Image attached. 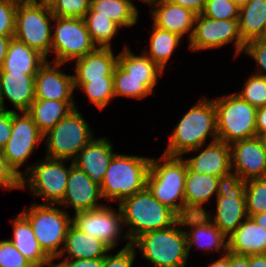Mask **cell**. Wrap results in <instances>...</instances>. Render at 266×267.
Here are the masks:
<instances>
[{
    "label": "cell",
    "instance_id": "cell-1",
    "mask_svg": "<svg viewBox=\"0 0 266 267\" xmlns=\"http://www.w3.org/2000/svg\"><path fill=\"white\" fill-rule=\"evenodd\" d=\"M118 205L123 225H130L124 234L130 243L143 233L169 228L180 218L172 209L160 203L147 187L123 199Z\"/></svg>",
    "mask_w": 266,
    "mask_h": 267
},
{
    "label": "cell",
    "instance_id": "cell-2",
    "mask_svg": "<svg viewBox=\"0 0 266 267\" xmlns=\"http://www.w3.org/2000/svg\"><path fill=\"white\" fill-rule=\"evenodd\" d=\"M169 136V144L164 152L169 156H182L201 148L207 136L218 140L214 100H199L181 118Z\"/></svg>",
    "mask_w": 266,
    "mask_h": 267
},
{
    "label": "cell",
    "instance_id": "cell-3",
    "mask_svg": "<svg viewBox=\"0 0 266 267\" xmlns=\"http://www.w3.org/2000/svg\"><path fill=\"white\" fill-rule=\"evenodd\" d=\"M183 159L165 154L157 160L152 158L146 180L151 194L179 217L185 215L184 189L188 166Z\"/></svg>",
    "mask_w": 266,
    "mask_h": 267
},
{
    "label": "cell",
    "instance_id": "cell-4",
    "mask_svg": "<svg viewBox=\"0 0 266 267\" xmlns=\"http://www.w3.org/2000/svg\"><path fill=\"white\" fill-rule=\"evenodd\" d=\"M179 219L166 229L143 233L131 245L142 251L144 259L153 267H186L188 258L187 236ZM181 229H184L181 230Z\"/></svg>",
    "mask_w": 266,
    "mask_h": 267
},
{
    "label": "cell",
    "instance_id": "cell-5",
    "mask_svg": "<svg viewBox=\"0 0 266 267\" xmlns=\"http://www.w3.org/2000/svg\"><path fill=\"white\" fill-rule=\"evenodd\" d=\"M151 158L117 154L111 159L100 186L102 198L117 201L146 187Z\"/></svg>",
    "mask_w": 266,
    "mask_h": 267
},
{
    "label": "cell",
    "instance_id": "cell-6",
    "mask_svg": "<svg viewBox=\"0 0 266 267\" xmlns=\"http://www.w3.org/2000/svg\"><path fill=\"white\" fill-rule=\"evenodd\" d=\"M217 136L227 144L257 136V108L233 93L214 99Z\"/></svg>",
    "mask_w": 266,
    "mask_h": 267
},
{
    "label": "cell",
    "instance_id": "cell-7",
    "mask_svg": "<svg viewBox=\"0 0 266 267\" xmlns=\"http://www.w3.org/2000/svg\"><path fill=\"white\" fill-rule=\"evenodd\" d=\"M47 144V156L53 159L73 161L80 150L94 137L89 124L77 107L43 134Z\"/></svg>",
    "mask_w": 266,
    "mask_h": 267
},
{
    "label": "cell",
    "instance_id": "cell-8",
    "mask_svg": "<svg viewBox=\"0 0 266 267\" xmlns=\"http://www.w3.org/2000/svg\"><path fill=\"white\" fill-rule=\"evenodd\" d=\"M22 213L28 218L40 247L50 258L56 259L61 253L58 249L65 242L72 218L64 210L53 207V204H32Z\"/></svg>",
    "mask_w": 266,
    "mask_h": 267
},
{
    "label": "cell",
    "instance_id": "cell-9",
    "mask_svg": "<svg viewBox=\"0 0 266 267\" xmlns=\"http://www.w3.org/2000/svg\"><path fill=\"white\" fill-rule=\"evenodd\" d=\"M54 20L49 4L18 3L14 37L47 59L51 52Z\"/></svg>",
    "mask_w": 266,
    "mask_h": 267
},
{
    "label": "cell",
    "instance_id": "cell-10",
    "mask_svg": "<svg viewBox=\"0 0 266 267\" xmlns=\"http://www.w3.org/2000/svg\"><path fill=\"white\" fill-rule=\"evenodd\" d=\"M64 161L46 157L42 162L28 167L26 170L29 173L26 171L22 176V188L29 186L35 197H44V204H59L65 196L70 170V167H65Z\"/></svg>",
    "mask_w": 266,
    "mask_h": 267
},
{
    "label": "cell",
    "instance_id": "cell-11",
    "mask_svg": "<svg viewBox=\"0 0 266 267\" xmlns=\"http://www.w3.org/2000/svg\"><path fill=\"white\" fill-rule=\"evenodd\" d=\"M51 50L54 62L66 63L77 60L94 51L97 46L92 41L83 18L55 17Z\"/></svg>",
    "mask_w": 266,
    "mask_h": 267
},
{
    "label": "cell",
    "instance_id": "cell-12",
    "mask_svg": "<svg viewBox=\"0 0 266 267\" xmlns=\"http://www.w3.org/2000/svg\"><path fill=\"white\" fill-rule=\"evenodd\" d=\"M194 24L189 40V49L192 51L218 48L233 41L235 54L243 52L245 43L239 33L238 19H212L201 13L196 15Z\"/></svg>",
    "mask_w": 266,
    "mask_h": 267
},
{
    "label": "cell",
    "instance_id": "cell-13",
    "mask_svg": "<svg viewBox=\"0 0 266 267\" xmlns=\"http://www.w3.org/2000/svg\"><path fill=\"white\" fill-rule=\"evenodd\" d=\"M21 113L23 115L20 116L18 112L12 110L11 136L2 148V153L8 164L22 177L19 167L26 162L44 136L31 115L27 111Z\"/></svg>",
    "mask_w": 266,
    "mask_h": 267
},
{
    "label": "cell",
    "instance_id": "cell-14",
    "mask_svg": "<svg viewBox=\"0 0 266 267\" xmlns=\"http://www.w3.org/2000/svg\"><path fill=\"white\" fill-rule=\"evenodd\" d=\"M72 224L83 233L102 240L111 249L118 245V237L123 225L122 213H118L108 206L94 210L80 211L72 217Z\"/></svg>",
    "mask_w": 266,
    "mask_h": 267
},
{
    "label": "cell",
    "instance_id": "cell-15",
    "mask_svg": "<svg viewBox=\"0 0 266 267\" xmlns=\"http://www.w3.org/2000/svg\"><path fill=\"white\" fill-rule=\"evenodd\" d=\"M230 148L235 183L266 177V156L258 136L235 141Z\"/></svg>",
    "mask_w": 266,
    "mask_h": 267
},
{
    "label": "cell",
    "instance_id": "cell-16",
    "mask_svg": "<svg viewBox=\"0 0 266 267\" xmlns=\"http://www.w3.org/2000/svg\"><path fill=\"white\" fill-rule=\"evenodd\" d=\"M215 216L205 212L206 217L214 223L227 237L246 219V197L241 183L227 184L217 194Z\"/></svg>",
    "mask_w": 266,
    "mask_h": 267
},
{
    "label": "cell",
    "instance_id": "cell-17",
    "mask_svg": "<svg viewBox=\"0 0 266 267\" xmlns=\"http://www.w3.org/2000/svg\"><path fill=\"white\" fill-rule=\"evenodd\" d=\"M101 198L100 186L93 183L90 177L72 161L65 196L59 205L72 206L77 213L103 207L104 205L97 203Z\"/></svg>",
    "mask_w": 266,
    "mask_h": 267
},
{
    "label": "cell",
    "instance_id": "cell-18",
    "mask_svg": "<svg viewBox=\"0 0 266 267\" xmlns=\"http://www.w3.org/2000/svg\"><path fill=\"white\" fill-rule=\"evenodd\" d=\"M61 65L64 63L46 60L40 66L35 75V99L74 101L73 75L58 71Z\"/></svg>",
    "mask_w": 266,
    "mask_h": 267
},
{
    "label": "cell",
    "instance_id": "cell-19",
    "mask_svg": "<svg viewBox=\"0 0 266 267\" xmlns=\"http://www.w3.org/2000/svg\"><path fill=\"white\" fill-rule=\"evenodd\" d=\"M185 161L190 171L220 177L227 184L234 182L231 171L230 144L221 140H212L197 156Z\"/></svg>",
    "mask_w": 266,
    "mask_h": 267
},
{
    "label": "cell",
    "instance_id": "cell-20",
    "mask_svg": "<svg viewBox=\"0 0 266 267\" xmlns=\"http://www.w3.org/2000/svg\"><path fill=\"white\" fill-rule=\"evenodd\" d=\"M184 228L191 227L192 229L185 230L187 236V252L196 245V248L201 249H216L220 251L228 248L227 236L212 223L205 214H186L179 218ZM192 230V231H191Z\"/></svg>",
    "mask_w": 266,
    "mask_h": 267
},
{
    "label": "cell",
    "instance_id": "cell-21",
    "mask_svg": "<svg viewBox=\"0 0 266 267\" xmlns=\"http://www.w3.org/2000/svg\"><path fill=\"white\" fill-rule=\"evenodd\" d=\"M227 185L220 177L198 173L187 169L185 180L184 198L186 214H204L202 207L208 200Z\"/></svg>",
    "mask_w": 266,
    "mask_h": 267
},
{
    "label": "cell",
    "instance_id": "cell-22",
    "mask_svg": "<svg viewBox=\"0 0 266 267\" xmlns=\"http://www.w3.org/2000/svg\"><path fill=\"white\" fill-rule=\"evenodd\" d=\"M114 155L112 144L107 138H93L80 150L73 160V164L82 169L93 183L101 186L105 172Z\"/></svg>",
    "mask_w": 266,
    "mask_h": 267
},
{
    "label": "cell",
    "instance_id": "cell-23",
    "mask_svg": "<svg viewBox=\"0 0 266 267\" xmlns=\"http://www.w3.org/2000/svg\"><path fill=\"white\" fill-rule=\"evenodd\" d=\"M118 64V55L114 56L111 48L97 47L94 51L76 60L74 88L81 87L90 80L113 77Z\"/></svg>",
    "mask_w": 266,
    "mask_h": 267
},
{
    "label": "cell",
    "instance_id": "cell-24",
    "mask_svg": "<svg viewBox=\"0 0 266 267\" xmlns=\"http://www.w3.org/2000/svg\"><path fill=\"white\" fill-rule=\"evenodd\" d=\"M147 4L148 6L156 5V8L151 11L155 26L176 33L181 37L192 30L188 34L190 40L193 34L192 28L195 25V13L169 0H147Z\"/></svg>",
    "mask_w": 266,
    "mask_h": 267
},
{
    "label": "cell",
    "instance_id": "cell-25",
    "mask_svg": "<svg viewBox=\"0 0 266 267\" xmlns=\"http://www.w3.org/2000/svg\"><path fill=\"white\" fill-rule=\"evenodd\" d=\"M7 98L19 112L28 111L35 100V75L4 73L0 69V108Z\"/></svg>",
    "mask_w": 266,
    "mask_h": 267
},
{
    "label": "cell",
    "instance_id": "cell-26",
    "mask_svg": "<svg viewBox=\"0 0 266 267\" xmlns=\"http://www.w3.org/2000/svg\"><path fill=\"white\" fill-rule=\"evenodd\" d=\"M227 251L237 255L266 253V229L256 224L250 217L228 236Z\"/></svg>",
    "mask_w": 266,
    "mask_h": 267
},
{
    "label": "cell",
    "instance_id": "cell-27",
    "mask_svg": "<svg viewBox=\"0 0 266 267\" xmlns=\"http://www.w3.org/2000/svg\"><path fill=\"white\" fill-rule=\"evenodd\" d=\"M61 253L56 258H61L68 254L65 259H94L104 258L108 251L112 250L102 240L83 233L73 224L67 230L64 242V248L61 247Z\"/></svg>",
    "mask_w": 266,
    "mask_h": 267
},
{
    "label": "cell",
    "instance_id": "cell-28",
    "mask_svg": "<svg viewBox=\"0 0 266 267\" xmlns=\"http://www.w3.org/2000/svg\"><path fill=\"white\" fill-rule=\"evenodd\" d=\"M46 60L38 51L13 37L0 69L4 73L36 75Z\"/></svg>",
    "mask_w": 266,
    "mask_h": 267
},
{
    "label": "cell",
    "instance_id": "cell-29",
    "mask_svg": "<svg viewBox=\"0 0 266 267\" xmlns=\"http://www.w3.org/2000/svg\"><path fill=\"white\" fill-rule=\"evenodd\" d=\"M239 33L246 44L266 38V0H248L239 8Z\"/></svg>",
    "mask_w": 266,
    "mask_h": 267
},
{
    "label": "cell",
    "instance_id": "cell-30",
    "mask_svg": "<svg viewBox=\"0 0 266 267\" xmlns=\"http://www.w3.org/2000/svg\"><path fill=\"white\" fill-rule=\"evenodd\" d=\"M13 238L9 239L21 254L33 265L44 263L50 257L37 241L28 218L21 212L12 222Z\"/></svg>",
    "mask_w": 266,
    "mask_h": 267
},
{
    "label": "cell",
    "instance_id": "cell-31",
    "mask_svg": "<svg viewBox=\"0 0 266 267\" xmlns=\"http://www.w3.org/2000/svg\"><path fill=\"white\" fill-rule=\"evenodd\" d=\"M75 108L74 101L35 99L27 112L38 129L45 134Z\"/></svg>",
    "mask_w": 266,
    "mask_h": 267
},
{
    "label": "cell",
    "instance_id": "cell-32",
    "mask_svg": "<svg viewBox=\"0 0 266 267\" xmlns=\"http://www.w3.org/2000/svg\"><path fill=\"white\" fill-rule=\"evenodd\" d=\"M87 12L107 17L120 27H131L137 23L139 12L129 0H91Z\"/></svg>",
    "mask_w": 266,
    "mask_h": 267
},
{
    "label": "cell",
    "instance_id": "cell-33",
    "mask_svg": "<svg viewBox=\"0 0 266 267\" xmlns=\"http://www.w3.org/2000/svg\"><path fill=\"white\" fill-rule=\"evenodd\" d=\"M158 78L130 77L118 64L113 73L114 93L116 96L143 99L153 93Z\"/></svg>",
    "mask_w": 266,
    "mask_h": 267
},
{
    "label": "cell",
    "instance_id": "cell-34",
    "mask_svg": "<svg viewBox=\"0 0 266 267\" xmlns=\"http://www.w3.org/2000/svg\"><path fill=\"white\" fill-rule=\"evenodd\" d=\"M150 37V53L142 50L153 62H155L163 71L166 63L170 59L176 47L179 45L181 36L158 28L154 24Z\"/></svg>",
    "mask_w": 266,
    "mask_h": 267
},
{
    "label": "cell",
    "instance_id": "cell-35",
    "mask_svg": "<svg viewBox=\"0 0 266 267\" xmlns=\"http://www.w3.org/2000/svg\"><path fill=\"white\" fill-rule=\"evenodd\" d=\"M118 65L127 72L130 77L158 78V76L163 74V70L144 52H142L141 56L135 55L130 51L128 46L118 54Z\"/></svg>",
    "mask_w": 266,
    "mask_h": 267
},
{
    "label": "cell",
    "instance_id": "cell-36",
    "mask_svg": "<svg viewBox=\"0 0 266 267\" xmlns=\"http://www.w3.org/2000/svg\"><path fill=\"white\" fill-rule=\"evenodd\" d=\"M83 19L94 44L100 48H111V40L120 26L107 17L97 16V12H86Z\"/></svg>",
    "mask_w": 266,
    "mask_h": 267
},
{
    "label": "cell",
    "instance_id": "cell-37",
    "mask_svg": "<svg viewBox=\"0 0 266 267\" xmlns=\"http://www.w3.org/2000/svg\"><path fill=\"white\" fill-rule=\"evenodd\" d=\"M246 197L247 216L266 212V177L241 183Z\"/></svg>",
    "mask_w": 266,
    "mask_h": 267
},
{
    "label": "cell",
    "instance_id": "cell-38",
    "mask_svg": "<svg viewBox=\"0 0 266 267\" xmlns=\"http://www.w3.org/2000/svg\"><path fill=\"white\" fill-rule=\"evenodd\" d=\"M80 88L86 93L90 101L101 110L108 106L107 104L112 98H115L113 77L90 80Z\"/></svg>",
    "mask_w": 266,
    "mask_h": 267
},
{
    "label": "cell",
    "instance_id": "cell-39",
    "mask_svg": "<svg viewBox=\"0 0 266 267\" xmlns=\"http://www.w3.org/2000/svg\"><path fill=\"white\" fill-rule=\"evenodd\" d=\"M237 95L256 108L266 107V78L252 75Z\"/></svg>",
    "mask_w": 266,
    "mask_h": 267
},
{
    "label": "cell",
    "instance_id": "cell-40",
    "mask_svg": "<svg viewBox=\"0 0 266 267\" xmlns=\"http://www.w3.org/2000/svg\"><path fill=\"white\" fill-rule=\"evenodd\" d=\"M91 0H50L49 7L55 17L84 18Z\"/></svg>",
    "mask_w": 266,
    "mask_h": 267
},
{
    "label": "cell",
    "instance_id": "cell-41",
    "mask_svg": "<svg viewBox=\"0 0 266 267\" xmlns=\"http://www.w3.org/2000/svg\"><path fill=\"white\" fill-rule=\"evenodd\" d=\"M202 14L219 20L239 19V7L231 0H206Z\"/></svg>",
    "mask_w": 266,
    "mask_h": 267
},
{
    "label": "cell",
    "instance_id": "cell-42",
    "mask_svg": "<svg viewBox=\"0 0 266 267\" xmlns=\"http://www.w3.org/2000/svg\"><path fill=\"white\" fill-rule=\"evenodd\" d=\"M0 267H33L10 240L0 241Z\"/></svg>",
    "mask_w": 266,
    "mask_h": 267
},
{
    "label": "cell",
    "instance_id": "cell-43",
    "mask_svg": "<svg viewBox=\"0 0 266 267\" xmlns=\"http://www.w3.org/2000/svg\"><path fill=\"white\" fill-rule=\"evenodd\" d=\"M18 2L0 0V36L14 37Z\"/></svg>",
    "mask_w": 266,
    "mask_h": 267
},
{
    "label": "cell",
    "instance_id": "cell-44",
    "mask_svg": "<svg viewBox=\"0 0 266 267\" xmlns=\"http://www.w3.org/2000/svg\"><path fill=\"white\" fill-rule=\"evenodd\" d=\"M243 52L258 63L259 71L256 74L266 78V38L254 39L247 42Z\"/></svg>",
    "mask_w": 266,
    "mask_h": 267
},
{
    "label": "cell",
    "instance_id": "cell-45",
    "mask_svg": "<svg viewBox=\"0 0 266 267\" xmlns=\"http://www.w3.org/2000/svg\"><path fill=\"white\" fill-rule=\"evenodd\" d=\"M135 249L130 242H127L116 255L107 254L103 258L102 267H132L135 255H137Z\"/></svg>",
    "mask_w": 266,
    "mask_h": 267
},
{
    "label": "cell",
    "instance_id": "cell-46",
    "mask_svg": "<svg viewBox=\"0 0 266 267\" xmlns=\"http://www.w3.org/2000/svg\"><path fill=\"white\" fill-rule=\"evenodd\" d=\"M22 177L8 164L0 149V186L5 190L22 189Z\"/></svg>",
    "mask_w": 266,
    "mask_h": 267
},
{
    "label": "cell",
    "instance_id": "cell-47",
    "mask_svg": "<svg viewBox=\"0 0 266 267\" xmlns=\"http://www.w3.org/2000/svg\"><path fill=\"white\" fill-rule=\"evenodd\" d=\"M12 131V110L0 108V149L10 139Z\"/></svg>",
    "mask_w": 266,
    "mask_h": 267
},
{
    "label": "cell",
    "instance_id": "cell-48",
    "mask_svg": "<svg viewBox=\"0 0 266 267\" xmlns=\"http://www.w3.org/2000/svg\"><path fill=\"white\" fill-rule=\"evenodd\" d=\"M62 267H102L103 258L94 259H64L60 262Z\"/></svg>",
    "mask_w": 266,
    "mask_h": 267
},
{
    "label": "cell",
    "instance_id": "cell-49",
    "mask_svg": "<svg viewBox=\"0 0 266 267\" xmlns=\"http://www.w3.org/2000/svg\"><path fill=\"white\" fill-rule=\"evenodd\" d=\"M170 2L180 5L183 8L191 10L196 15L202 13L206 0H169Z\"/></svg>",
    "mask_w": 266,
    "mask_h": 267
},
{
    "label": "cell",
    "instance_id": "cell-50",
    "mask_svg": "<svg viewBox=\"0 0 266 267\" xmlns=\"http://www.w3.org/2000/svg\"><path fill=\"white\" fill-rule=\"evenodd\" d=\"M256 132L257 136L266 134V107H259L256 111Z\"/></svg>",
    "mask_w": 266,
    "mask_h": 267
},
{
    "label": "cell",
    "instance_id": "cell-51",
    "mask_svg": "<svg viewBox=\"0 0 266 267\" xmlns=\"http://www.w3.org/2000/svg\"><path fill=\"white\" fill-rule=\"evenodd\" d=\"M230 267H249L248 255H237L229 252Z\"/></svg>",
    "mask_w": 266,
    "mask_h": 267
},
{
    "label": "cell",
    "instance_id": "cell-52",
    "mask_svg": "<svg viewBox=\"0 0 266 267\" xmlns=\"http://www.w3.org/2000/svg\"><path fill=\"white\" fill-rule=\"evenodd\" d=\"M249 267H266V253L248 255Z\"/></svg>",
    "mask_w": 266,
    "mask_h": 267
},
{
    "label": "cell",
    "instance_id": "cell-53",
    "mask_svg": "<svg viewBox=\"0 0 266 267\" xmlns=\"http://www.w3.org/2000/svg\"><path fill=\"white\" fill-rule=\"evenodd\" d=\"M12 38L13 37L0 36V68L4 62Z\"/></svg>",
    "mask_w": 266,
    "mask_h": 267
},
{
    "label": "cell",
    "instance_id": "cell-54",
    "mask_svg": "<svg viewBox=\"0 0 266 267\" xmlns=\"http://www.w3.org/2000/svg\"><path fill=\"white\" fill-rule=\"evenodd\" d=\"M223 257L217 259L215 262L211 263L209 267H230L229 261V251L224 250Z\"/></svg>",
    "mask_w": 266,
    "mask_h": 267
},
{
    "label": "cell",
    "instance_id": "cell-55",
    "mask_svg": "<svg viewBox=\"0 0 266 267\" xmlns=\"http://www.w3.org/2000/svg\"><path fill=\"white\" fill-rule=\"evenodd\" d=\"M256 224L266 229V212L258 213L249 216Z\"/></svg>",
    "mask_w": 266,
    "mask_h": 267
},
{
    "label": "cell",
    "instance_id": "cell-56",
    "mask_svg": "<svg viewBox=\"0 0 266 267\" xmlns=\"http://www.w3.org/2000/svg\"><path fill=\"white\" fill-rule=\"evenodd\" d=\"M54 258H50L48 261L38 264V265H33V267H62L60 263L55 264L53 263Z\"/></svg>",
    "mask_w": 266,
    "mask_h": 267
},
{
    "label": "cell",
    "instance_id": "cell-57",
    "mask_svg": "<svg viewBox=\"0 0 266 267\" xmlns=\"http://www.w3.org/2000/svg\"><path fill=\"white\" fill-rule=\"evenodd\" d=\"M22 4H46V0H16Z\"/></svg>",
    "mask_w": 266,
    "mask_h": 267
},
{
    "label": "cell",
    "instance_id": "cell-58",
    "mask_svg": "<svg viewBox=\"0 0 266 267\" xmlns=\"http://www.w3.org/2000/svg\"><path fill=\"white\" fill-rule=\"evenodd\" d=\"M258 137L260 139V142H261V145H262V148H263V152H264V154L266 156V134L258 136Z\"/></svg>",
    "mask_w": 266,
    "mask_h": 267
},
{
    "label": "cell",
    "instance_id": "cell-59",
    "mask_svg": "<svg viewBox=\"0 0 266 267\" xmlns=\"http://www.w3.org/2000/svg\"><path fill=\"white\" fill-rule=\"evenodd\" d=\"M234 4H236L239 8L244 6L248 0H231Z\"/></svg>",
    "mask_w": 266,
    "mask_h": 267
},
{
    "label": "cell",
    "instance_id": "cell-60",
    "mask_svg": "<svg viewBox=\"0 0 266 267\" xmlns=\"http://www.w3.org/2000/svg\"><path fill=\"white\" fill-rule=\"evenodd\" d=\"M129 1H131V0H129ZM139 1H143L144 3H146V4H147V0H139Z\"/></svg>",
    "mask_w": 266,
    "mask_h": 267
}]
</instances>
